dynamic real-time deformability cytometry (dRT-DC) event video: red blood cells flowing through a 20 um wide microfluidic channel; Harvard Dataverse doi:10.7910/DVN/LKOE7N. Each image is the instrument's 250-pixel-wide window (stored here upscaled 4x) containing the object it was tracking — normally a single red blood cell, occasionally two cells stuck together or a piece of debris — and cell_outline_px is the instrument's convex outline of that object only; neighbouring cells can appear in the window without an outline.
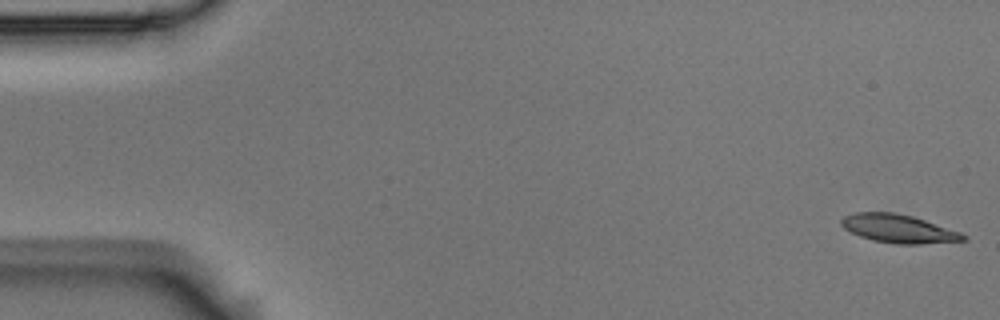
{"species": "Egyptian fruit bat (a non-hibernating species)", "species_latin": "Rousettus aegyptiacus", "temperature_condition": "room temperature", "stored_images_in_passage": 11, "camera_frame_rate_fps": 3000, "um_per_image_px": 0.085, "animal": {"sex": "male"}, "frame": {"image": 1, "passage_image": 1, "time_ms": 0.0, "image_size_px": [1000, 320], "cell_outline_px": [[968, 240], [920, 244], [896, 244], [872, 240], [860, 236], [844, 228], [840, 224], [840, 220], [844, 216], [856, 212], [892, 212], [912, 216], [960, 232], [968, 236]], "centroid_in_image_um": [76.37, 19.44], "position_along_channel_um": 8.6, "area_um2": 20.06}}